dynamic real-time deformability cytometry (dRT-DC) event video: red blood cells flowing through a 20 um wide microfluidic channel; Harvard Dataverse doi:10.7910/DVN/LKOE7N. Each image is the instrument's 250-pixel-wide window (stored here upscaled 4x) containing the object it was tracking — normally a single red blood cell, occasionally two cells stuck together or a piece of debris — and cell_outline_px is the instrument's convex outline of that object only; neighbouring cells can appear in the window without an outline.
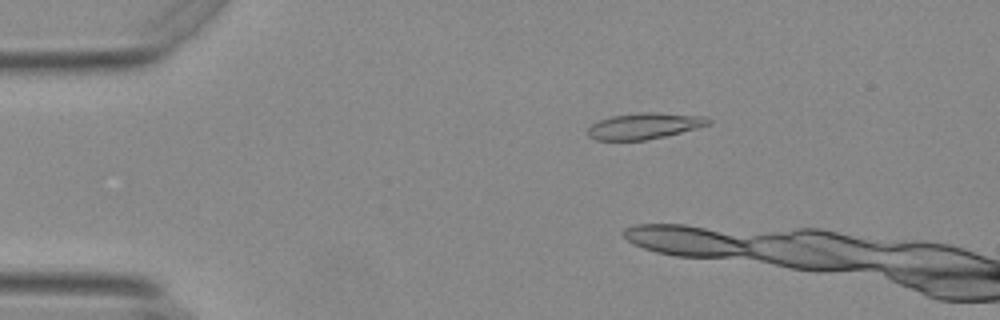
{"species": "Egyptian fruit bat (a non-hibernating species)", "species_latin": "Rousettus aegyptiacus", "temperature_condition": "warm", "stored_images_in_passage": 11, "camera_frame_rate_fps": 3000, "um_per_image_px": 0.085, "animal": {"sex": "female"}, "frame": {"image": 1, "passage_image": 5, "time_ms": 1.333, "image_size_px": [1000, 320], "cell_outline_px": [[712, 120], [708, 124], [696, 128], [664, 136], [644, 140], [596, 140], [588, 136], [588, 128], [592, 124], [600, 120], [612, 116], [640, 112], [652, 112], [704, 116]], "centroid_in_image_um": [54.74, 10.7], "position_along_channel_um": 30.3, "area_um2": 18.09}}